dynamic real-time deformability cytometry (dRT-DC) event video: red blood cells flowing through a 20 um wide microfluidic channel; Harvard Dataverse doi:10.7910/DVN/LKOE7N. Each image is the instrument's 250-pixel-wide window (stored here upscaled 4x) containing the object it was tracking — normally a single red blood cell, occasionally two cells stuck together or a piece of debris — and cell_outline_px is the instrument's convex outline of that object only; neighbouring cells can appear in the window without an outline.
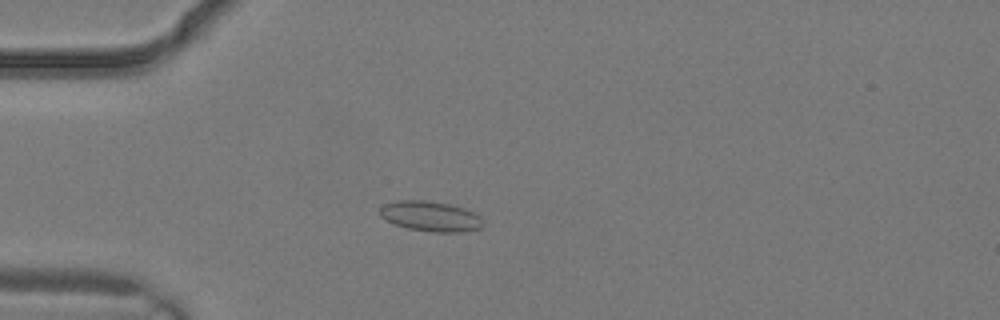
{"species": "common noctule bat (a hibernating species)", "species_latin": "Nyctalus noctula", "temperature_condition": "warm", "stored_images_in_passage": 3, "camera_frame_rate_fps": 3000, "um_per_image_px": 0.085, "animal": {"sex": "male", "body_mass_g": 19.2, "forearm_length_mm": 51.8}, "frame": {"image": 1, "passage_image": 3, "time_ms": 0.667, "image_size_px": [1000, 320], "cell_outline_px": [[484, 224], [480, 228], [464, 232], [432, 232], [408, 228], [396, 224], [380, 216], [380, 208], [384, 204], [396, 200], [424, 200], [448, 204], [464, 208], [480, 216]], "centroid_in_image_um": [36.61, 18.38], "position_along_channel_um": 48.4, "area_um2": 18.03}}